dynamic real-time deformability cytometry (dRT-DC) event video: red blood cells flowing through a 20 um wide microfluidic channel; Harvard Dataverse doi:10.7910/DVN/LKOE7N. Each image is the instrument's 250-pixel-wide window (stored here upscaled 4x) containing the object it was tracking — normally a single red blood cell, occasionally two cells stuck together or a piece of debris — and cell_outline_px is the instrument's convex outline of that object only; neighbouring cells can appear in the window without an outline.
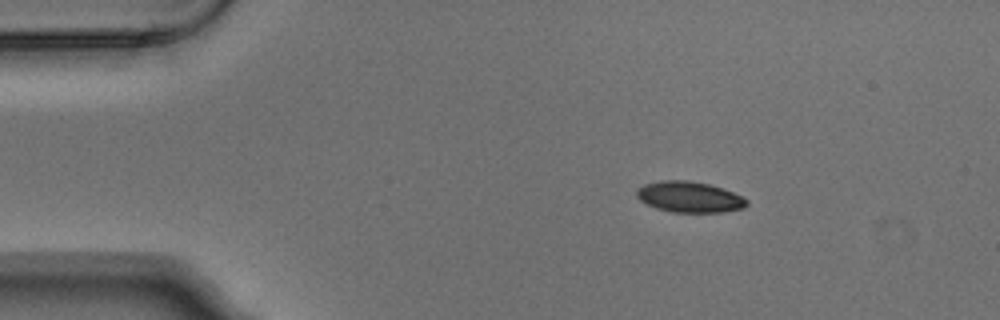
{"species": "Egyptian fruit bat (a non-hibernating species)", "species_latin": "Rousettus aegyptiacus", "temperature_condition": "warm", "stored_images_in_passage": 4, "camera_frame_rate_fps": 3000, "um_per_image_px": 0.085, "animal": {"sex": "male"}, "frame": {"image": 1, "passage_image": 2, "time_ms": 0.333, "image_size_px": [1000, 320], "cell_outline_px": [[748, 204], [744, 208], [724, 212], [672, 212], [656, 208], [640, 200], [636, 196], [636, 188], [644, 184], [660, 180], [688, 180], [708, 184], [732, 192], [748, 200]], "centroid_in_image_um": [58.57, 16.74], "position_along_channel_um": 26.4, "area_um2": 19.77}}